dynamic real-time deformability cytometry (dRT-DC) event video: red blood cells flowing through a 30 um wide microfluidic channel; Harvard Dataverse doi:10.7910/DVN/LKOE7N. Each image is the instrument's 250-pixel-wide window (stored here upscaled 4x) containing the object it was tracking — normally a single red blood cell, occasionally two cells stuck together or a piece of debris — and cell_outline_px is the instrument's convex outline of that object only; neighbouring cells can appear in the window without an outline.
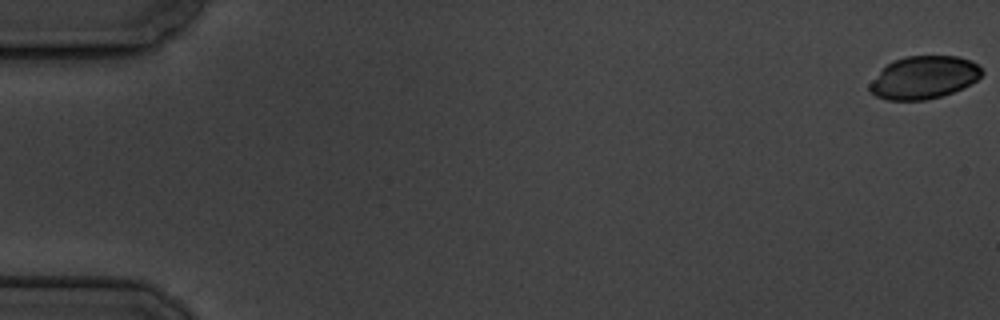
{"species": "common noctule bat (a hibernating species)", "species_latin": "Nyctalus noctula", "temperature_condition": "cold", "stored_images_in_passage": 6, "camera_frame_rate_fps": 3000, "um_per_image_px": 0.085, "animal": {"sex": "male", "body_mass_g": 19.5, "forearm_length_mm": 54.6}, "frame": {"image": 1, "passage_image": 1, "time_ms": 0.0, "image_size_px": [1000, 320], "cell_outline_px": [[984, 72], [976, 80], [952, 92], [940, 96], [924, 100], [888, 100], [876, 96], [868, 92], [868, 84], [892, 60], [904, 56], [956, 56], [972, 60]], "centroid_in_image_um": [78.49, 6.58], "position_along_channel_um": 6.5, "area_um2": 27.74}}
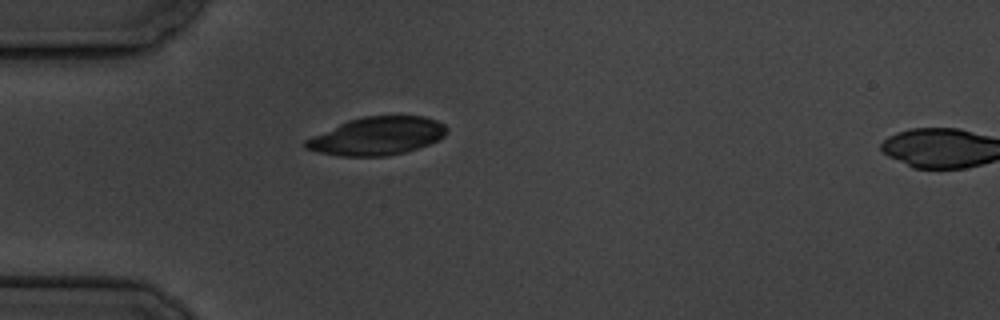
{"frame": {"image": 2, "passage_image": 5, "time_ms": 5.667, "image_size_px": [1000, 320], "cell_outline_px": [[448, 132], [444, 136], [428, 144], [404, 152], [384, 156], [340, 156], [320, 152], [304, 148], [304, 140], [312, 136], [348, 120], [364, 116], [424, 116], [436, 120], [444, 124], [448, 128]], "centroid_in_image_um": [32.05, 11.56], "position_along_channel_um": 52.9, "area_um2": 31.04}}